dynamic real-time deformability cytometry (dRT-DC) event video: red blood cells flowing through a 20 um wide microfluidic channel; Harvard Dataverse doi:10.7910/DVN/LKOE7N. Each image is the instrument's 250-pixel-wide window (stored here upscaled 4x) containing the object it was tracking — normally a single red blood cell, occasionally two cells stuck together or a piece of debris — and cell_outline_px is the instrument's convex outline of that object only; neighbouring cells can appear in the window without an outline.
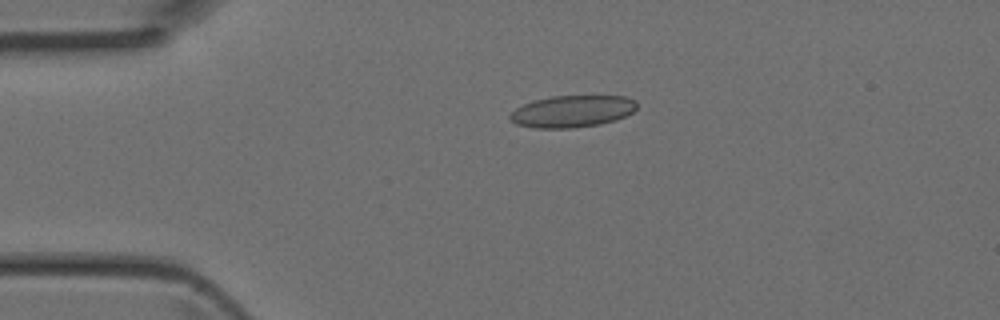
{"species": "Egyptian fruit bat (a non-hibernating species)", "species_latin": "Rousettus aegyptiacus", "temperature_condition": "room temperature", "stored_images_in_passage": 2, "camera_frame_rate_fps": 3000, "um_per_image_px": 0.085, "animal": {"sex": "female"}, "frame": {"image": 1, "passage_image": 1, "time_ms": 0.0, "image_size_px": [1000, 320], "cell_outline_px": [[636, 108], [632, 112], [616, 120], [600, 124], [572, 128], [532, 128], [516, 124], [508, 116], [516, 108], [524, 104], [536, 100], [552, 96], [624, 96], [636, 100]], "centroid_in_image_um": [48.64, 9.47], "position_along_channel_um": 36.4, "area_um2": 23.47}}